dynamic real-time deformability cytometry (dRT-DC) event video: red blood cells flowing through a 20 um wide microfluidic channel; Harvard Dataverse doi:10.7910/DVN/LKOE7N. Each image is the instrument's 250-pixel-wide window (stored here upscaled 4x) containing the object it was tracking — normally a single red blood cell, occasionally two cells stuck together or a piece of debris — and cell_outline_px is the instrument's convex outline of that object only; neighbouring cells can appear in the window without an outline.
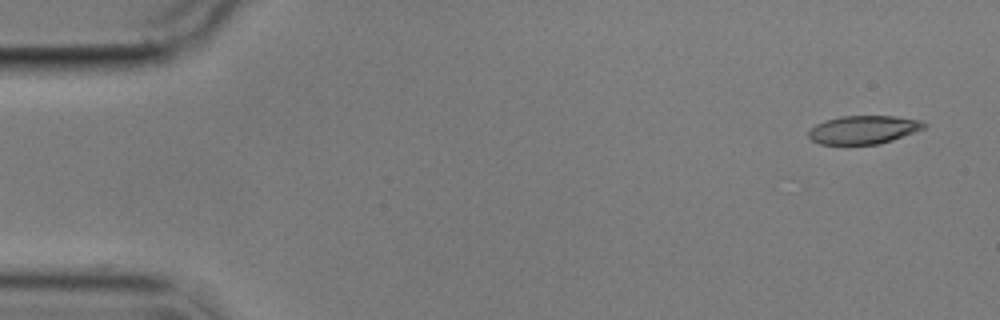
{"species": "common noctule bat (a hibernating species)", "species_latin": "Nyctalus noctula", "temperature_condition": "cold", "stored_images_in_passage": 4, "camera_frame_rate_fps": 3000, "um_per_image_px": 0.085, "animal": {"sex": "male", "body_mass_g": 17.9}, "frame": {"image": 1, "passage_image": 1, "time_ms": 0.0, "image_size_px": [1000, 320], "cell_outline_px": [[928, 124], [924, 128], [892, 140], [880, 144], [820, 144], [812, 140], [808, 136], [808, 132], [816, 124], [840, 116], [892, 116], [920, 120]], "centroid_in_image_um": [73.4, 11.03], "position_along_channel_um": 11.6, "area_um2": 18.84}}